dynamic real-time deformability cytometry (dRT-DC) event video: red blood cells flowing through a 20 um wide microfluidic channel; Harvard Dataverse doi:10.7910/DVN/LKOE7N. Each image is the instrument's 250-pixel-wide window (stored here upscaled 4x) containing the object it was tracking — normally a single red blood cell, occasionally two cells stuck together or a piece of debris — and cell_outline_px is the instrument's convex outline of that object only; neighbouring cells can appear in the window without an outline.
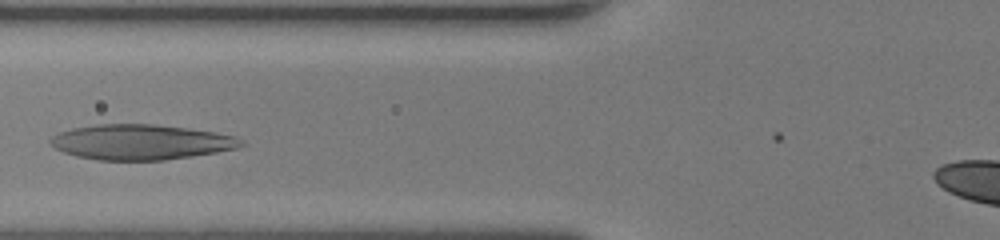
{"species": "human", "species_latin": "Homo sapiens", "temperature_condition": "room temperature", "stored_images_in_passage": 33, "camera_frame_rate_fps": 3000, "um_per_image_px": 0.085, "donor": {"sex": "female"}, "frame": {"image": 1, "passage_image": 10, "time_ms": 3.0, "image_size_px": [1000, 240], "cell_outline_px": [[244, 144], [236, 148], [216, 152], [192, 156], [164, 160], [100, 160], [76, 156], [64, 152], [56, 148], [48, 140], [52, 136], [60, 132], [72, 128], [96, 124], [156, 124], [188, 128], [216, 132], [232, 136], [244, 140]], "centroid_in_image_um": [11.97, 12.07], "position_along_channel_um": 113.8, "area_um2": 39.02}}
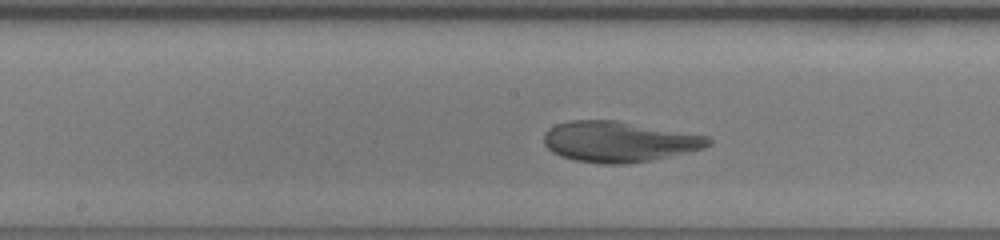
{"frame": {"image": 2, "passage_image": 16, "time_ms": 5.0, "image_size_px": [1000, 240], "cell_outline_px": [[712, 144], [704, 148], [652, 160], [624, 164], [604, 164], [576, 160], [560, 156], [552, 152], [544, 144], [544, 132], [548, 128], [556, 124], [572, 120], [616, 120], [708, 136], [712, 140]], "centroid_in_image_um": [52.59, 12.04], "position_along_channel_um": 195.6, "area_um2": 38.9}}
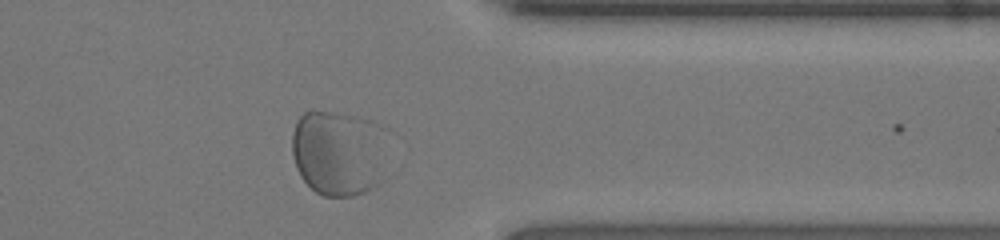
{"frame": {"image": 3, "passage_image": 30, "time_ms": 9.667, "image_size_px": [1000, 240], "cell_outline_px": [[388, 176], [380, 184], [364, 192], [352, 196], [324, 196], [316, 192], [300, 176], [296, 168], [292, 152], [292, 132], [296, 120], [304, 112], [332, 112], [356, 116], [372, 120], [380, 124]], "centroid_in_image_um": [28.79, 13.02], "position_along_channel_um": 382.6, "area_um2": 48.55}, "authors_computed_cell_mechanics": {"area_um2": 40.4022, "velocity_mm_per_s": 4.1192, "shape_relaxation_time_tau1_ms": 4.4537, "shape_relaxation_time_tau2_ms": null, "deformation_change_tau1": 0.2013, "deformation_change_tau2": null}}